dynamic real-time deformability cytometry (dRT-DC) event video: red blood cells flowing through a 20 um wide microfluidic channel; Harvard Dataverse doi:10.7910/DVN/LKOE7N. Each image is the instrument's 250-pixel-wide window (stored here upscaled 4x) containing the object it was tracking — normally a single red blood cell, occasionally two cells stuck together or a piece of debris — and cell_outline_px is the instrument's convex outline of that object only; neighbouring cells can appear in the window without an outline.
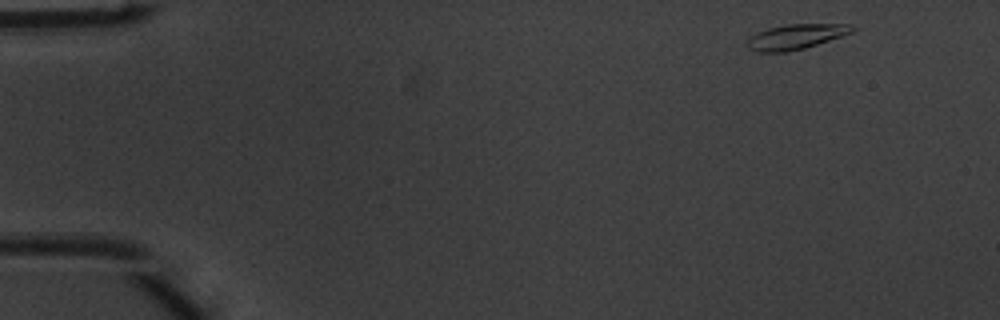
{"species": "common noctule bat (a hibernating species)", "species_latin": "Nyctalus noctula", "temperature_condition": "warm", "stored_images_in_passage": 8, "camera_frame_rate_fps": 3000, "um_per_image_px": 0.085, "animal": {"sex": "male", "body_mass_g": 20.1, "forearm_length_mm": 53.5}, "frame": {"image": 1, "passage_image": 1, "time_ms": 0.0, "image_size_px": [1000, 320], "cell_outline_px": [[856, 28], [852, 32], [804, 48], [784, 52], [756, 52], [748, 48], [744, 44], [756, 32], [768, 28], [784, 24], [852, 24]], "centroid_in_image_um": [67.6, 3.11], "position_along_channel_um": 17.4, "area_um2": 15.26}}